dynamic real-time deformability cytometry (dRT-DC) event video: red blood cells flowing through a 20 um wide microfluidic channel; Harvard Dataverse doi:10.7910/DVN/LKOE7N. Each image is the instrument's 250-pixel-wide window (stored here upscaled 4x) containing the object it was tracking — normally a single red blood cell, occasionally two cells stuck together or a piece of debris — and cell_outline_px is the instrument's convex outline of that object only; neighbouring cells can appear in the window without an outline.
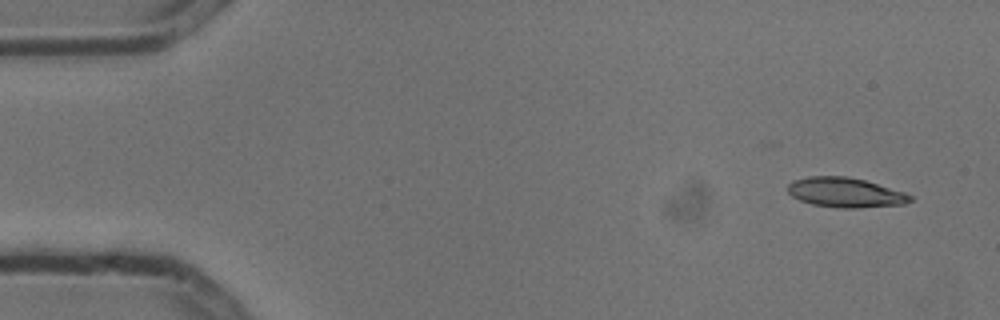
{"species": "common noctule bat (a hibernating species)", "species_latin": "Nyctalus noctula", "temperature_condition": "cold", "stored_images_in_passage": 9, "camera_frame_rate_fps": 3000, "um_per_image_px": 0.085, "animal": {"sex": "male", "body_mass_g": 13.3}, "frame": {"image": 1, "passage_image": 1, "time_ms": 0.0, "image_size_px": [1000, 320], "cell_outline_px": [[912, 200], [904, 204], [856, 208], [840, 208], [812, 204], [800, 200], [792, 196], [788, 192], [788, 184], [792, 180], [808, 176], [848, 176], [864, 180], [904, 192], [912, 196]], "centroid_in_image_um": [71.82, 16.36], "position_along_channel_um": 13.2, "area_um2": 21.15}}
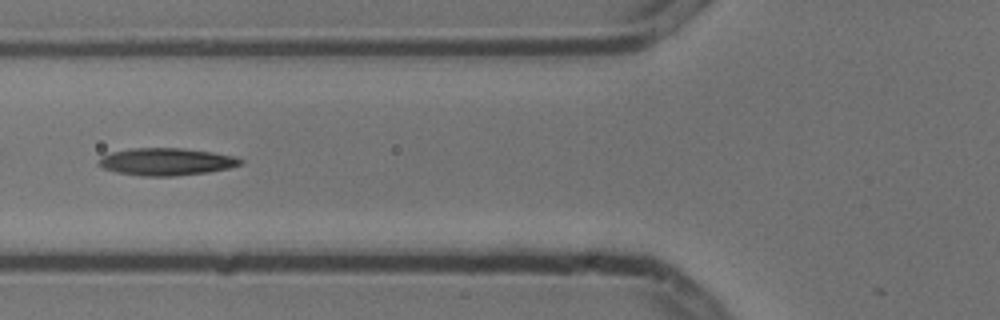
{"frame": {"image": 2, "passage_image": 6, "time_ms": 1.667, "image_size_px": [1000, 320], "cell_outline_px": [[244, 164], [228, 168], [208, 172], [172, 176], [144, 176], [116, 172], [104, 168], [96, 164], [104, 156], [112, 152], [128, 148], [184, 148], [212, 152], [236, 156], [244, 160]], "centroid_in_image_um": [14.18, 13.74], "position_along_channel_um": 111.6, "area_um2": 22.6}}
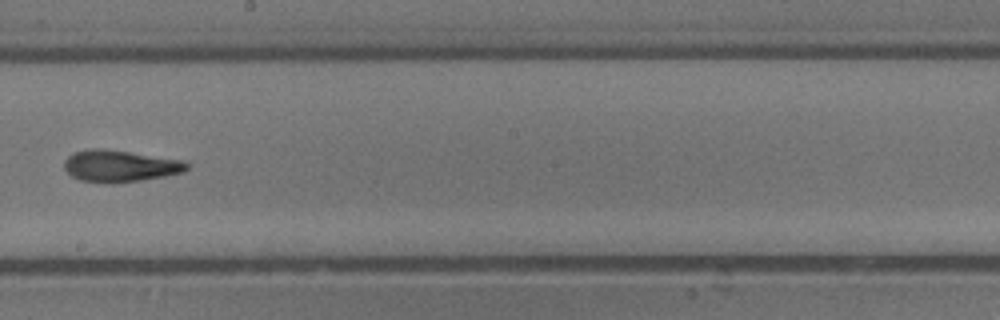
{"frame": {"image": 3, "passage_image": 9, "time_ms": 2.667, "image_size_px": [1000, 320], "cell_outline_px": [[192, 164], [184, 172], [164, 176], [140, 180], [112, 184], [80, 180], [72, 176], [64, 168], [64, 160], [72, 152], [92, 148], [104, 148], [180, 160]], "centroid_in_image_um": [10.17, 14.11], "position_along_channel_um": 238.0, "area_um2": 22.72}}